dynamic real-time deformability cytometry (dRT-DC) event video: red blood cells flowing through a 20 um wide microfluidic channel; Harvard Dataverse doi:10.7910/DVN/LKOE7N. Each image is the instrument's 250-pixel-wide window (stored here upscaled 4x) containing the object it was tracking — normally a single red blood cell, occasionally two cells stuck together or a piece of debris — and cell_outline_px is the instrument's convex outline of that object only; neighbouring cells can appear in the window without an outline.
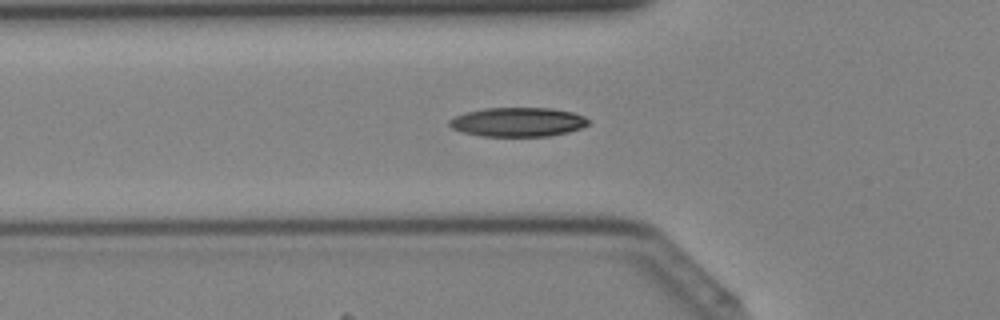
{"species": "Egyptian fruit bat (a non-hibernating species)", "species_latin": "Rousettus aegyptiacus", "temperature_condition": "cold", "stored_images_in_passage": 38, "camera_frame_rate_fps": 3000, "um_per_image_px": 0.085, "animal": {"sex": "female"}, "frame": {"image": 1, "passage_image": 11, "time_ms": 3.333, "image_size_px": [1000, 320], "cell_outline_px": [[592, 120], [588, 124], [580, 128], [568, 132], [548, 136], [480, 136], [464, 132], [452, 128], [448, 124], [448, 120], [456, 116], [468, 112], [484, 108], [552, 108], [572, 112], [584, 116]], "centroid_in_image_um": [44.04, 10.37], "position_along_channel_um": 81.8, "area_um2": 23.58}}
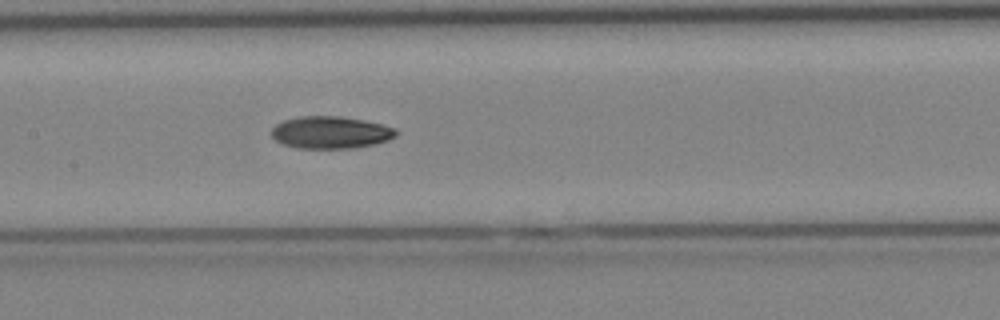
{"frame": {"image": 2, "passage_image": 17, "time_ms": 5.333, "image_size_px": [1000, 320], "cell_outline_px": [[396, 136], [388, 140], [372, 144], [352, 148], [300, 148], [284, 144], [276, 140], [272, 136], [272, 128], [276, 124], [284, 120], [300, 116], [340, 116], [364, 120], [396, 128]], "centroid_in_image_um": [28.1, 11.25], "position_along_channel_um": 179.3, "area_um2": 23.18}}
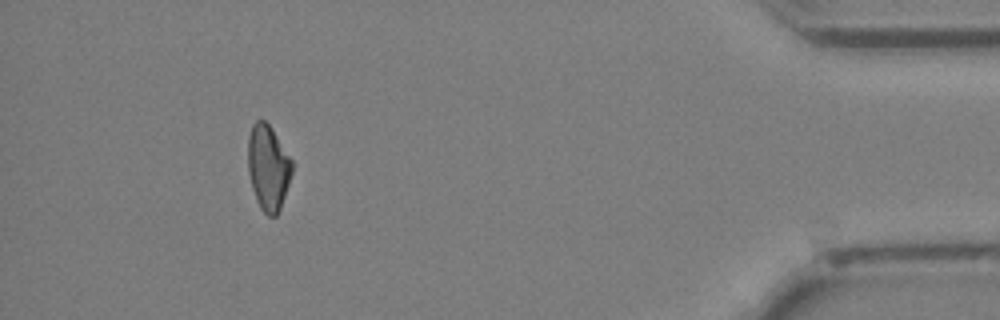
{"frame": {"image": 3, "passage_image": 35, "time_ms": 11.333, "image_size_px": [1000, 320], "cell_outline_px": [[292, 172], [280, 208], [276, 216], [268, 216], [260, 208], [252, 188], [248, 172], [248, 136], [252, 124], [256, 120], [264, 120], [272, 128], [292, 160]], "centroid_in_image_um": [22.78, 14.22], "position_along_channel_um": 412.4, "area_um2": 21.79}}